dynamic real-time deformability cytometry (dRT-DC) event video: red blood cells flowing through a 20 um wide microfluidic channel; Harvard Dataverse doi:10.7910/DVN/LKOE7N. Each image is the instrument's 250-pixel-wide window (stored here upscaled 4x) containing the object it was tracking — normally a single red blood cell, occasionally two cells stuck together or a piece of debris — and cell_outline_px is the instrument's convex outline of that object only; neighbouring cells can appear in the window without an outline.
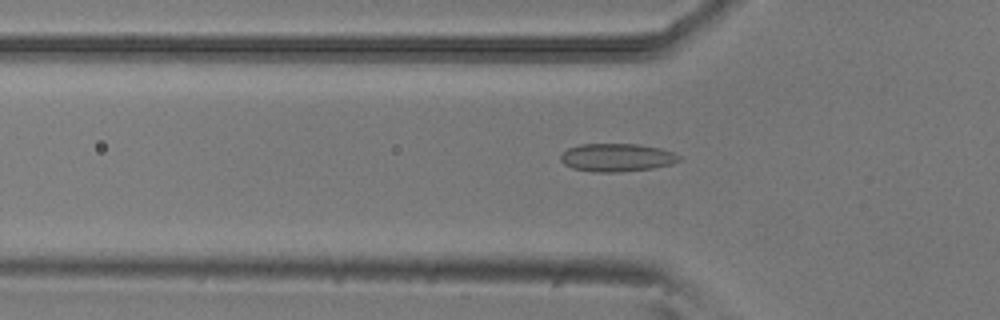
{"species": "common noctule bat (a hibernating species)", "species_latin": "Nyctalus noctula", "temperature_condition": "room temperature", "stored_images_in_passage": 41, "camera_frame_rate_fps": 3000, "um_per_image_px": 0.085, "animal": {"sex": "male", "body_mass_g": 20.5, "forearm_length_mm": 52.5}, "frame": {"image": 1, "passage_image": 12, "time_ms": 3.667, "image_size_px": [1000, 320], "cell_outline_px": [[680, 160], [672, 164], [652, 168], [620, 172], [592, 172], [572, 168], [564, 164], [560, 160], [560, 156], [568, 148], [580, 144], [640, 144], [660, 148], [672, 152], [680, 156]], "centroid_in_image_um": [52.42, 13.39], "position_along_channel_um": 73.4, "area_um2": 19.42}}
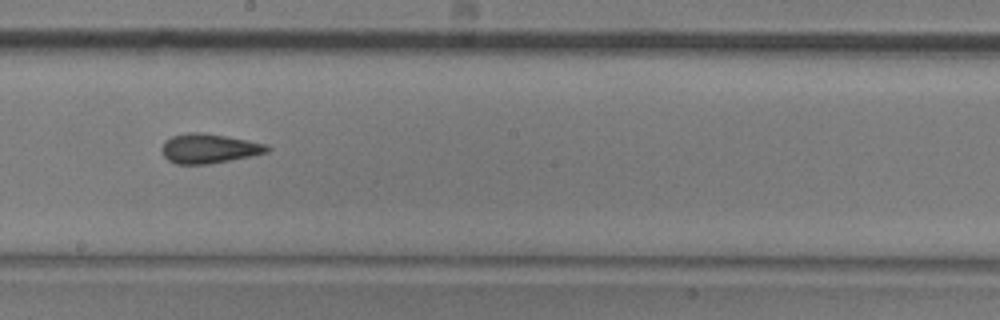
{"frame": {"image": 2, "passage_image": 24, "time_ms": 7.667, "image_size_px": [1000, 320], "cell_outline_px": [[272, 148], [268, 152], [208, 164], [176, 164], [168, 160], [164, 156], [160, 148], [164, 140], [172, 136], [188, 132], [204, 132], [248, 140], [268, 144]], "centroid_in_image_um": [17.74, 12.61], "position_along_channel_um": 230.5, "area_um2": 18.21}}
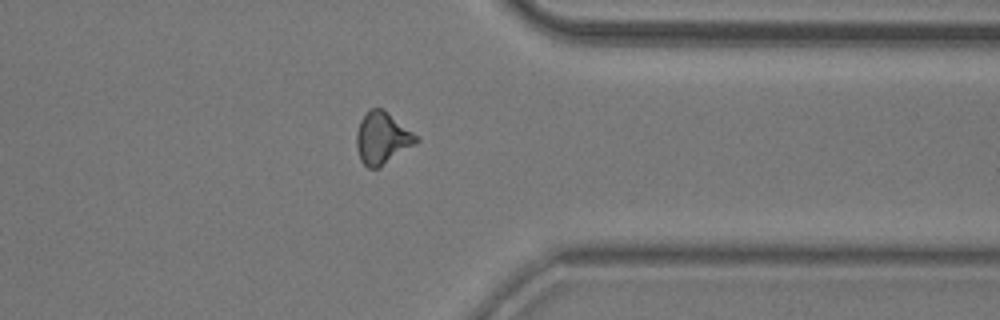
{"frame": {"image": 3, "passage_image": 36, "time_ms": 11.667, "image_size_px": [1000, 320], "cell_outline_px": [[420, 140], [416, 144], [380, 168], [368, 168], [360, 160], [356, 148], [356, 132], [360, 120], [372, 108], [384, 108], [412, 132]], "centroid_in_image_um": [32.48, 11.76], "position_along_channel_um": 378.9, "area_um2": 18.15}}